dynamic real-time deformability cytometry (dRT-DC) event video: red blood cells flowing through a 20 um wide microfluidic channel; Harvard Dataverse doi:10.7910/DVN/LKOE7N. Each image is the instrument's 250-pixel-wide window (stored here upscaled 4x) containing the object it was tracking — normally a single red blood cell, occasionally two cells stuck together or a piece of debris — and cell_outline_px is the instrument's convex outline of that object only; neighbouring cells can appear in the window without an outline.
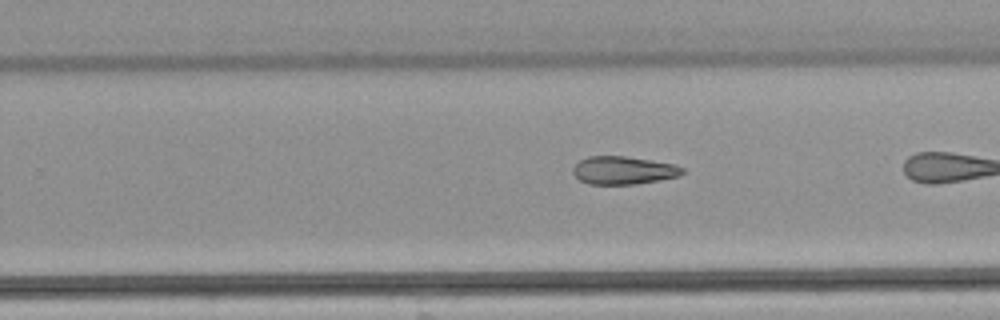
{"species": "common noctule bat (a hibernating species)", "species_latin": "Nyctalus noctula", "temperature_condition": "warm", "stored_images_in_passage": 26, "camera_frame_rate_fps": 3000, "um_per_image_px": 0.085, "animal": {"sex": "male", "body_mass_g": 21.5, "forearm_length_mm": 52.0}, "frame": {"image": 1, "passage_image": 19, "time_ms": 6.0, "image_size_px": [1000, 320], "cell_outline_px": [[684, 172], [680, 176], [636, 184], [588, 184], [580, 180], [572, 172], [572, 168], [580, 160], [588, 156], [624, 156], [672, 164], [684, 168]], "centroid_in_image_um": [52.96, 14.48], "position_along_channel_um": 276.8, "area_um2": 17.69}}